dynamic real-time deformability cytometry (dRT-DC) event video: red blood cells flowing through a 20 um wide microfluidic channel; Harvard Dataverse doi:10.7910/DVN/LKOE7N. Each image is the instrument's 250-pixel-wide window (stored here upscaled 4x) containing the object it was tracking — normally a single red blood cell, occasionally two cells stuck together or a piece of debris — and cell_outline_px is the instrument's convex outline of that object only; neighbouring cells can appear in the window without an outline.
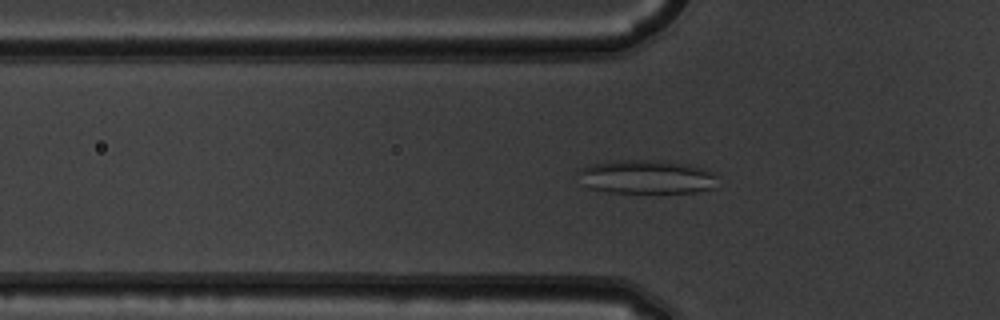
{"species": "common noctule bat (a hibernating species)", "species_latin": "Nyctalus noctula", "temperature_condition": "warm", "stored_images_in_passage": 33, "camera_frame_rate_fps": 3000, "um_per_image_px": 0.085, "animal": {"sex": "male", "body_mass_g": 19.5, "forearm_length_mm": 54.6}, "frame": {"image": 1, "passage_image": 4, "time_ms": 1.0, "image_size_px": [1000, 320], "cell_outline_px": [[716, 188], [696, 192], [660, 196], [608, 192], [588, 188], [584, 184], [576, 172], [576, 168], [592, 164], [620, 160], [664, 160], [692, 164], [708, 168], [716, 176]], "centroid_in_image_um": [55.01, 15.08], "position_along_channel_um": 70.8, "area_um2": 29.19}}
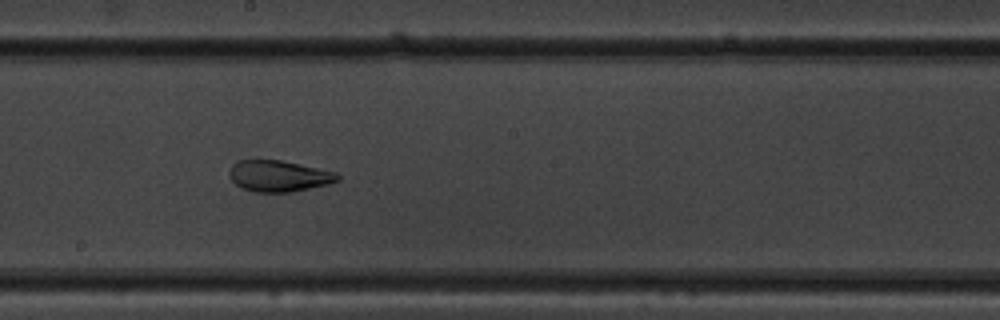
{"frame": {"image": 2, "passage_image": 16, "time_ms": 5.0, "image_size_px": [1000, 320], "cell_outline_px": [[340, 180], [328, 184], [292, 192], [256, 192], [240, 188], [228, 176], [228, 172], [232, 164], [236, 160], [280, 160], [336, 172], [340, 176]], "centroid_in_image_um": [23.66, 14.96], "position_along_channel_um": 224.5, "area_um2": 19.77}}
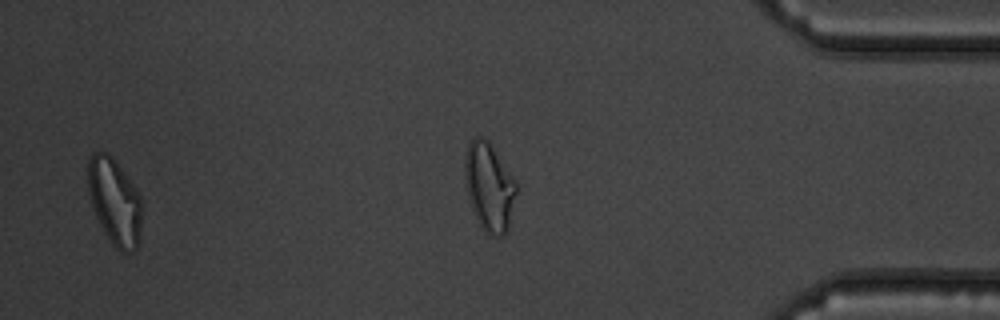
{"frame": {"image": 3, "passage_image": 31, "time_ms": 10.0, "image_size_px": [1000, 320], "cell_outline_px": [[140, 236], [136, 248], [132, 252], [120, 252], [112, 244], [104, 232], [92, 208], [88, 196], [88, 160], [92, 152], [104, 152], [112, 156], [116, 160], [128, 176], [140, 196]], "centroid_in_image_um": [9.72, 17.12], "position_along_channel_um": 425.5, "area_um2": 27.22}, "authors_computed_cell_mechanics": {"area_um2": 21.2704, "velocity_mm_per_s": 3.8466, "shape_relaxation_time_tau1_ms": null, "shape_relaxation_time_tau2_ms": 2.0704, "deformation_change_tau1": null, "deformation_change_tau2": 0.0683}}